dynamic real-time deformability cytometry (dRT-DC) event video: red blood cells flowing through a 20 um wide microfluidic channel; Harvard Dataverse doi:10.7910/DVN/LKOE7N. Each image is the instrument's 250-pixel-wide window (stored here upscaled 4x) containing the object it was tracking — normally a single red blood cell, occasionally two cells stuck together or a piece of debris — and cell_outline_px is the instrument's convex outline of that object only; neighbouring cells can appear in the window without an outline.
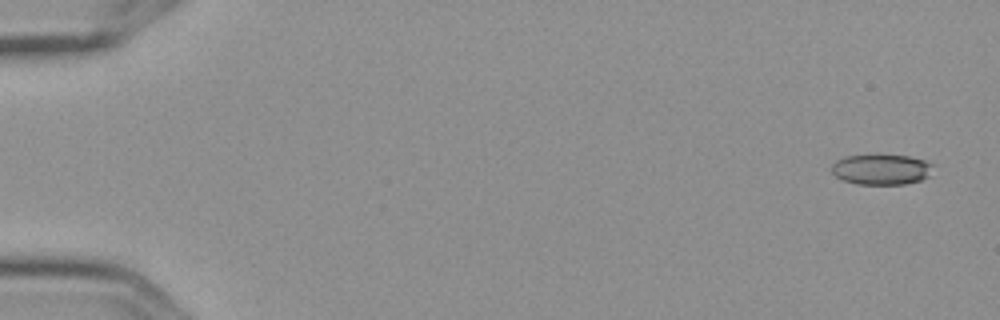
{"species": "Egyptian fruit bat (a non-hibernating species)", "species_latin": "Rousettus aegyptiacus", "temperature_condition": "cold", "stored_images_in_passage": 6, "camera_frame_rate_fps": 3000, "um_per_image_px": 0.085, "frame": {"image": 1, "passage_image": 1, "time_ms": 0.0, "image_size_px": [1000, 320], "cell_outline_px": [[932, 164], [928, 176], [920, 180], [904, 184], [856, 184], [844, 180], [836, 176], [832, 172], [832, 164], [836, 160], [844, 156], [876, 152], [908, 156], [924, 160]], "centroid_in_image_um": [74.86, 14.35], "position_along_channel_um": 10.1, "area_um2": 18.5}}
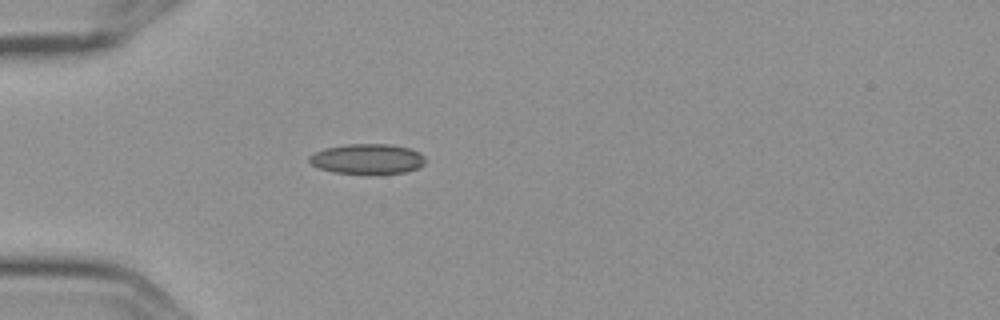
{"frame": {"image": 2, "passage_image": 5, "time_ms": 1.333, "image_size_px": [1000, 320], "cell_outline_px": [[424, 164], [416, 168], [404, 172], [368, 176], [332, 172], [320, 168], [312, 164], [308, 160], [308, 156], [324, 148], [348, 144], [388, 144], [408, 148], [420, 152], [424, 156]], "centroid_in_image_um": [31.21, 13.54], "position_along_channel_um": 53.8, "area_um2": 20.81}}